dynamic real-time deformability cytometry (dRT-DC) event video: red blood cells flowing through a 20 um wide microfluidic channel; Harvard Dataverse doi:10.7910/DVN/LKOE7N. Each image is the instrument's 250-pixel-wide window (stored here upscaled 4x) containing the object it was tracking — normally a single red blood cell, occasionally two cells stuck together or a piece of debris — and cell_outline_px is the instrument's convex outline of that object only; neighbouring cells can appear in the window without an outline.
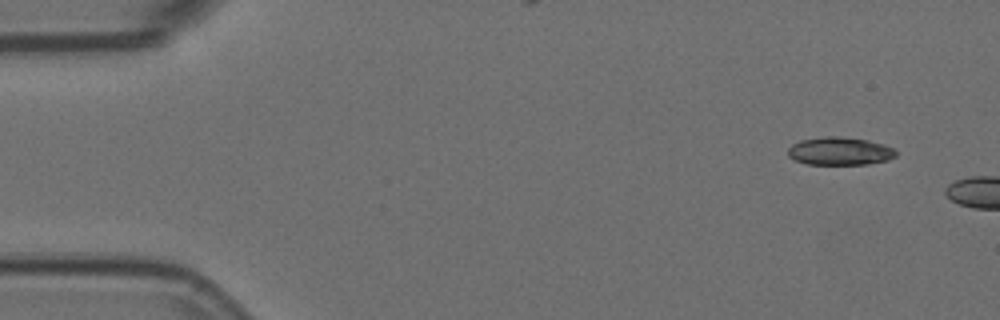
{"species": "Egyptian fruit bat (a non-hibernating species)", "species_latin": "Rousettus aegyptiacus", "temperature_condition": "room temperature", "stored_images_in_passage": 3, "camera_frame_rate_fps": 3000, "um_per_image_px": 0.085, "animal": {"sex": "female"}, "frame": {"image": 1, "passage_image": 1, "time_ms": 0.0, "image_size_px": [1000, 320], "cell_outline_px": [[896, 156], [888, 160], [868, 164], [808, 164], [796, 160], [788, 156], [788, 148], [792, 144], [800, 140], [828, 136], [836, 136], [868, 140], [884, 144], [892, 148], [896, 152]], "centroid_in_image_um": [71.38, 12.84], "position_along_channel_um": 13.6, "area_um2": 17.51}}